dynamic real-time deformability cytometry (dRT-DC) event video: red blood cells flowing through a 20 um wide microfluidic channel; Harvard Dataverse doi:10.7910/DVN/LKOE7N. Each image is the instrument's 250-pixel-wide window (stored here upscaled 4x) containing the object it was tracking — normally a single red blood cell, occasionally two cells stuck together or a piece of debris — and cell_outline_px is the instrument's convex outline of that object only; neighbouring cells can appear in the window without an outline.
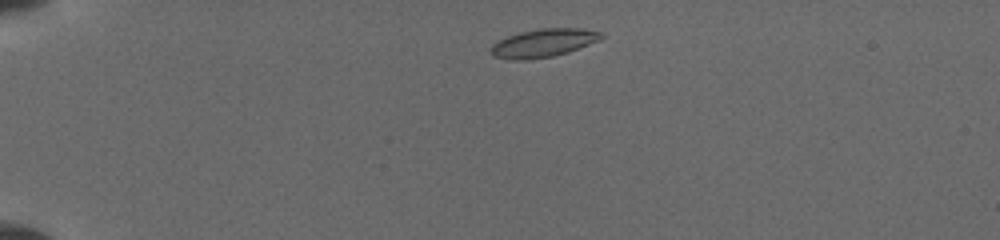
{"species": "common noctule bat (a hibernating species)", "species_latin": "Nyctalus noctula", "temperature_condition": "cold", "stored_images_in_passage": 12, "camera_frame_rate_fps": 3000, "um_per_image_px": 0.085, "animal": {"sex": "female", "body_mass_g": 19.5, "forearm_length_mm": 54.1}, "frame": {"image": 1, "passage_image": 2, "time_ms": 0.667, "image_size_px": [1000, 240], "cell_outline_px": [[604, 36], [600, 40], [568, 52], [552, 56], [528, 60], [512, 60], [492, 56], [488, 48], [496, 40], [520, 32], [540, 28], [580, 28], [604, 32]], "centroid_in_image_um": [46.16, 3.65], "position_along_channel_um": 38.8, "area_um2": 18.44}}
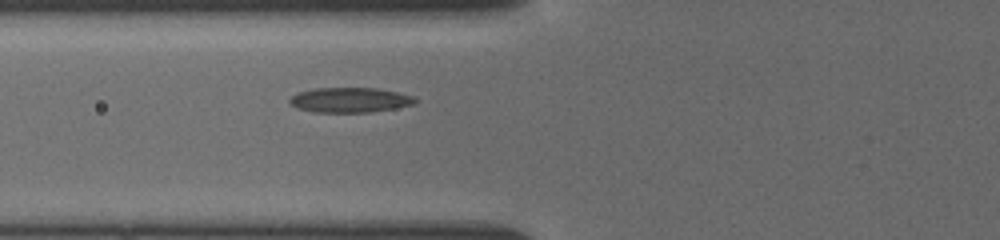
{"frame": {"image": 2, "passage_image": 8, "time_ms": 3.667, "image_size_px": [1000, 240], "cell_outline_px": [[416, 100], [412, 104], [396, 108], [368, 112], [316, 112], [300, 108], [292, 104], [288, 100], [296, 92], [316, 88], [376, 88], [396, 92], [412, 96]], "centroid_in_image_um": [29.71, 8.49], "position_along_channel_um": 96.1, "area_um2": 17.92}}
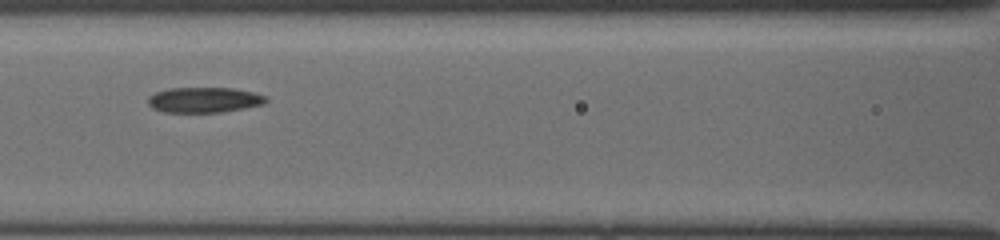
{"frame": {"image": 3, "passage_image": 11, "time_ms": 5.0, "image_size_px": [1000, 240], "cell_outline_px": [[268, 100], [264, 104], [244, 108], [220, 112], [164, 112], [152, 108], [148, 104], [148, 96], [156, 92], [168, 88], [232, 88], [252, 92], [268, 96]], "centroid_in_image_um": [17.35, 8.49], "position_along_channel_um": 149.3, "area_um2": 17.46}}